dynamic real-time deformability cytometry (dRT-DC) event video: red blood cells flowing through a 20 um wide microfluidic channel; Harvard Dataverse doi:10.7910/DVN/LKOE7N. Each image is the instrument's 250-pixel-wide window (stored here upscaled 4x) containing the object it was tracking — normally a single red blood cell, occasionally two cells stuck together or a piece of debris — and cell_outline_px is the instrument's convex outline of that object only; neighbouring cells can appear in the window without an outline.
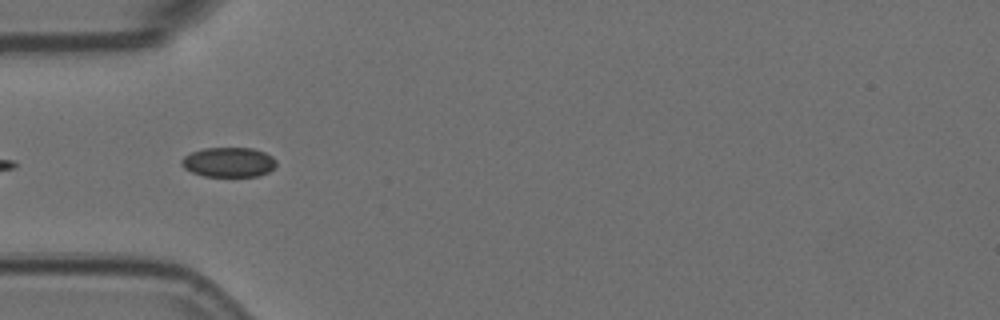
{"species": "Egyptian fruit bat (a non-hibernating species)", "species_latin": "Rousettus aegyptiacus", "temperature_condition": "room temperature", "stored_images_in_passage": 5, "segment_of_instrument_passage": [2, 2], "camera_frame_rate_fps": 3000, "um_per_image_px": 0.085, "animal": {"sex": "female"}, "frame": {"image": 1, "passage_image": 5, "time_ms": 1.333, "image_size_px": [1000, 320], "cell_outline_px": [[276, 164], [268, 172], [256, 176], [204, 176], [192, 172], [184, 168], [180, 164], [180, 160], [184, 156], [192, 152], [204, 148], [252, 148], [264, 152], [272, 156], [276, 160]], "centroid_in_image_um": [19.41, 13.78], "position_along_channel_um": 65.6, "area_um2": 16.36}}